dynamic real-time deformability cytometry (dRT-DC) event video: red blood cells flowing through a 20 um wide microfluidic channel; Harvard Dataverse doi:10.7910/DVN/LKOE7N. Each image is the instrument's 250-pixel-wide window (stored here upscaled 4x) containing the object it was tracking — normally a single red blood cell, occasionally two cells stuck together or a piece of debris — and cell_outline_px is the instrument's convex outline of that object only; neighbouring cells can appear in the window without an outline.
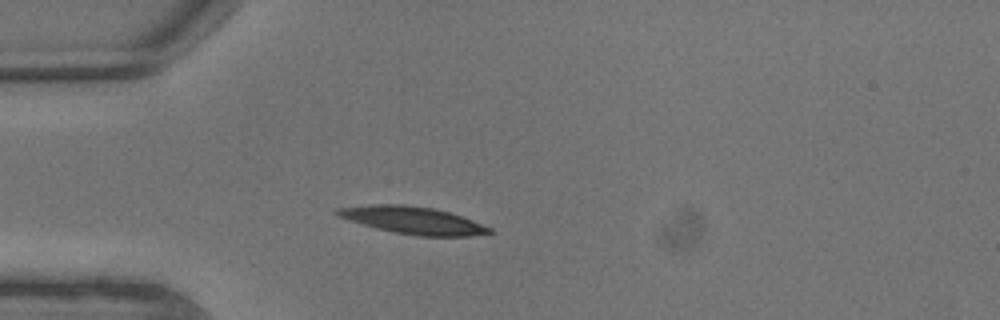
{"species": "common noctule bat (a hibernating species)", "species_latin": "Nyctalus noctula", "temperature_condition": "warm", "stored_images_in_passage": 7, "camera_frame_rate_fps": 3000, "um_per_image_px": 0.085, "animal": {"sex": "male", "body_mass_g": 13.3}, "frame": {"image": 1, "passage_image": 4, "time_ms": 1.0, "image_size_px": [1000, 320], "cell_outline_px": [[492, 232], [468, 236], [416, 236], [392, 232], [376, 228], [340, 216], [332, 212], [336, 208], [372, 204], [404, 204], [432, 208], [448, 212], [472, 220], [492, 228]], "centroid_in_image_um": [35.08, 18.72], "position_along_channel_um": 49.9, "area_um2": 23.93}}
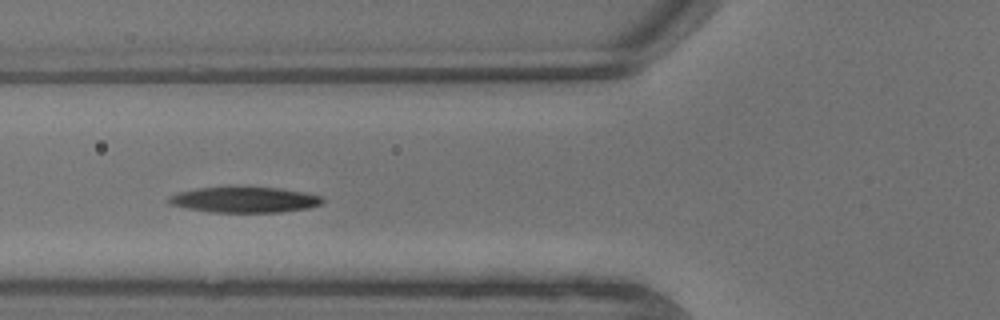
{"frame": {"image": 2, "passage_image": 6, "time_ms": 1.667, "image_size_px": [1000, 320], "cell_outline_px": [[324, 204], [308, 208], [280, 212], [208, 212], [168, 204], [168, 196], [180, 192], [196, 188], [280, 188], [304, 192], [320, 196], [324, 200]], "centroid_in_image_um": [20.8, 16.99], "position_along_channel_um": 105.0, "area_um2": 22.72}}
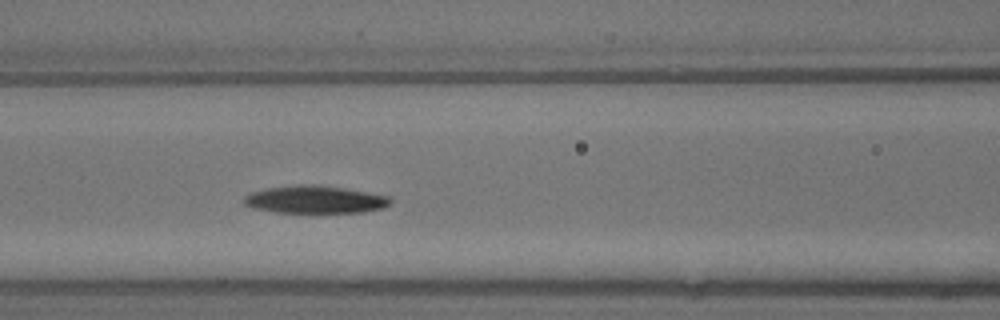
{"frame": {"image": 3, "passage_image": 7, "time_ms": 2.0, "image_size_px": [1000, 320], "cell_outline_px": [[392, 204], [384, 208], [364, 212], [276, 212], [252, 208], [244, 204], [244, 196], [252, 192], [264, 188], [296, 184], [312, 184], [344, 188], [388, 196], [392, 200]], "centroid_in_image_um": [26.77, 16.95], "position_along_channel_um": 139.8, "area_um2": 23.64}}